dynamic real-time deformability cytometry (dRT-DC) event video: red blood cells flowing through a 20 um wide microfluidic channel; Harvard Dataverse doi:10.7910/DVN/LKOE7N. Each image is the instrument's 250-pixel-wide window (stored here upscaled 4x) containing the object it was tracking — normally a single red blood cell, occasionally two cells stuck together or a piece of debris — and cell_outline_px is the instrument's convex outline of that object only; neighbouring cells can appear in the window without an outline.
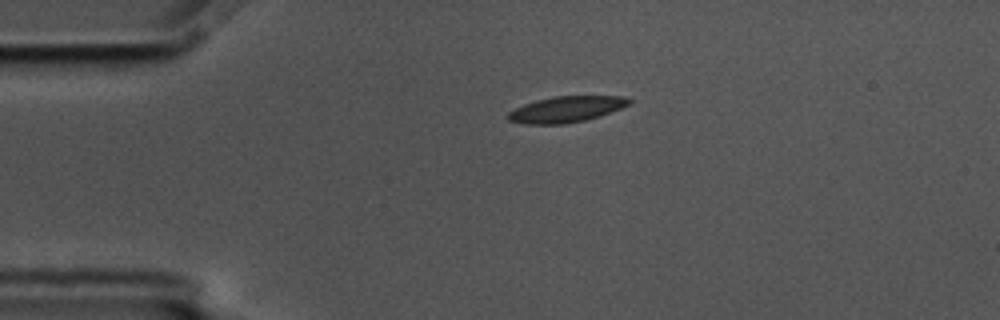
{"species": "common noctule bat (a hibernating species)", "species_latin": "Nyctalus noctula", "temperature_condition": "cold", "stored_images_in_passage": 47, "camera_frame_rate_fps": 3000, "um_per_image_px": 0.085, "animal": {"sex": "male", "body_mass_g": 17.5, "forearm_length_mm": 52.3}, "frame": {"image": 1, "passage_image": 1, "time_ms": 0.0, "image_size_px": [1000, 320], "cell_outline_px": [[632, 104], [600, 116], [584, 120], [564, 124], [524, 124], [508, 120], [504, 116], [508, 112], [524, 104], [536, 100], [552, 96], [628, 96], [632, 100]], "centroid_in_image_um": [48.14, 9.28], "position_along_channel_um": 36.9, "area_um2": 18.55}}
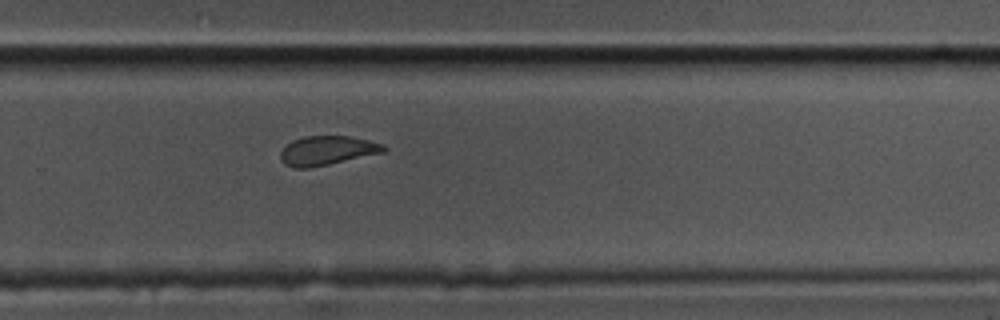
{"frame": {"image": 2, "passage_image": 27, "time_ms": 8.667, "image_size_px": [1000, 320], "cell_outline_px": [[388, 148], [384, 152], [328, 164], [308, 168], [292, 168], [284, 164], [280, 160], [280, 152], [292, 140], [304, 136], [348, 136], [368, 140], [384, 144]], "centroid_in_image_um": [27.79, 12.79], "position_along_channel_um": 302.0, "area_um2": 17.51}}
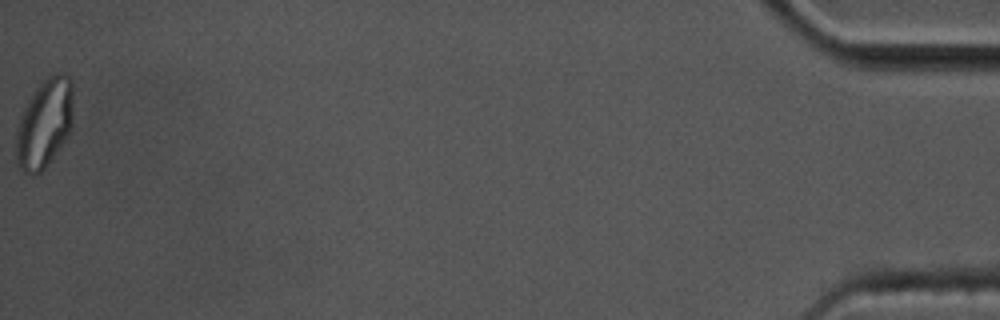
{"frame": {"image": 3, "passage_image": 47, "time_ms": 15.333, "image_size_px": [1000, 320], "cell_outline_px": [[72, 128], [56, 152], [44, 168], [36, 176], [32, 176], [24, 172], [16, 164], [16, 132], [20, 116], [28, 100], [36, 88], [48, 76], [56, 72], [64, 72], [72, 76]], "centroid_in_image_um": [3.78, 10.47], "position_along_channel_um": 431.4, "area_um2": 29.77}, "authors_computed_cell_mechanics": {"area_um2": 18.3804, "velocity_mm_per_s": 3.4373, "shape_relaxation_time_tau1_ms": null, "shape_relaxation_time_tau2_ms": 2.335, "deformation_change_tau1": null, "deformation_change_tau2": 0.0843}}